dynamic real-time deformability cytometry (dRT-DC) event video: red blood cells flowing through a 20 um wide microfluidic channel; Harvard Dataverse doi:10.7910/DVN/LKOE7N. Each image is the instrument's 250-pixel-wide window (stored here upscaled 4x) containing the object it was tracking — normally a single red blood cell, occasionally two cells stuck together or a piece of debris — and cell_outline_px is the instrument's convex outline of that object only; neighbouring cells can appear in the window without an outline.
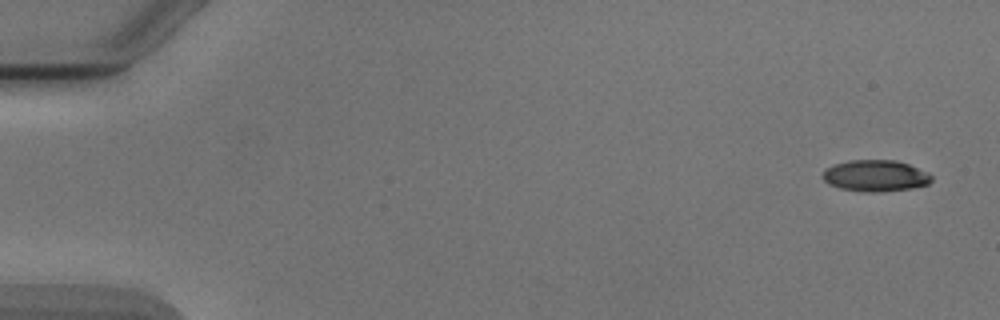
{"species": "Egyptian fruit bat (a non-hibernating species)", "species_latin": "Rousettus aegyptiacus", "temperature_condition": "cold", "stored_images_in_passage": 4, "camera_frame_rate_fps": 3000, "um_per_image_px": 0.085, "animal": {"sex": "male"}, "frame": {"image": 1, "passage_image": 1, "time_ms": 0.0, "image_size_px": [1000, 320], "cell_outline_px": [[932, 180], [928, 184], [912, 188], [880, 192], [868, 192], [840, 188], [828, 184], [820, 176], [828, 168], [836, 164], [848, 160], [896, 160], [908, 164], [928, 172], [932, 176]], "centroid_in_image_um": [74.42, 14.94], "position_along_channel_um": 10.6, "area_um2": 19.88}}